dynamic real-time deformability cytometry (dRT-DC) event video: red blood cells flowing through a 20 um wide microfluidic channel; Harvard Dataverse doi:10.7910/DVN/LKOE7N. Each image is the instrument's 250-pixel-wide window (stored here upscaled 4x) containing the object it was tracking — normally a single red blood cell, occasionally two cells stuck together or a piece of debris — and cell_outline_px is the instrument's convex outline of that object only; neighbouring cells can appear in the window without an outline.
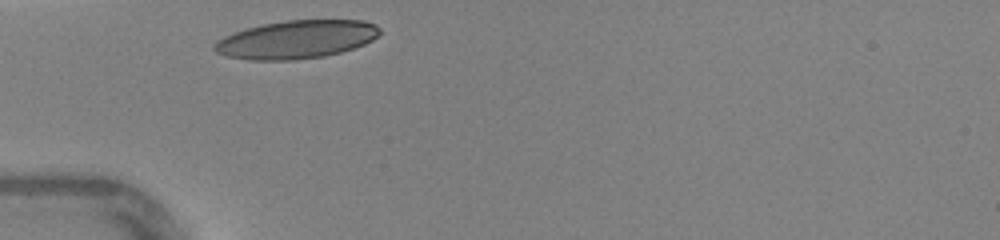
{"species": "human", "species_latin": "Homo sapiens", "temperature_condition": "warm", "stored_images_in_passage": 24, "camera_frame_rate_fps": 3000, "um_per_image_px": 0.085, "donor": {"sex": "female"}, "frame": {"image": 1, "passage_image": 1, "time_ms": 0.0, "image_size_px": [1000, 240], "cell_outline_px": [[380, 32], [372, 40], [364, 44], [340, 52], [324, 56], [292, 60], [248, 60], [228, 56], [216, 52], [212, 48], [216, 40], [224, 36], [248, 28], [264, 24], [288, 20], [360, 20], [376, 24], [380, 28]], "centroid_in_image_um": [25.18, 3.36], "position_along_channel_um": 59.8, "area_um2": 36.53}}
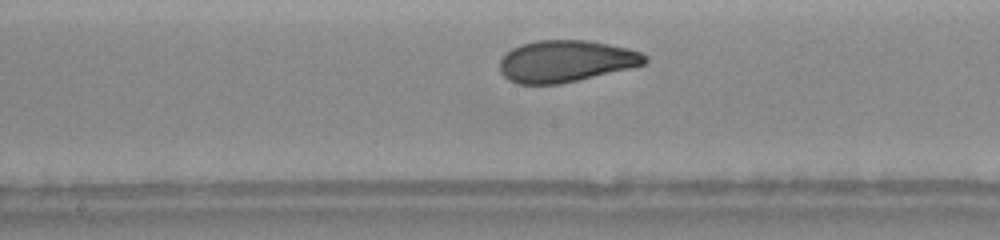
{"frame": {"image": 2, "passage_image": 11, "time_ms": 3.333, "image_size_px": [1000, 240], "cell_outline_px": [[648, 60], [644, 64], [628, 68], [560, 84], [516, 84], [508, 80], [500, 72], [500, 60], [512, 48], [520, 44], [536, 40], [588, 40], [628, 48], [640, 52], [648, 56]], "centroid_in_image_um": [48.07, 5.19], "position_along_channel_um": 200.1, "area_um2": 35.2}}
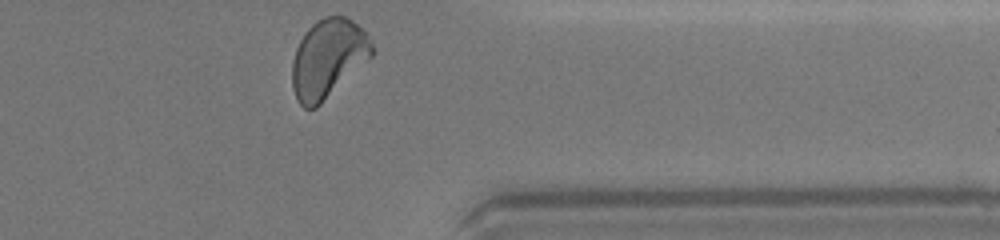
{"frame": {"image": 3, "passage_image": 24, "time_ms": 7.667, "image_size_px": [1000, 240], "cell_outline_px": [[376, 52], [372, 56], [316, 108], [304, 108], [296, 100], [292, 88], [292, 60], [296, 48], [300, 40], [308, 28], [316, 20], [324, 16], [344, 16], [352, 20], [368, 32]], "centroid_in_image_um": [27.89, 4.95], "position_along_channel_um": 383.5, "area_um2": 36.82}, "authors_computed_cell_mechanics": {"area_um2": 35.2002, "velocity_mm_per_s": 4.3698, "shape_relaxation_time_tau1_ms": 4.0122, "shape_relaxation_time_tau2_ms": 0.8698, "deformation_change_tau1": 0.1598, "deformation_change_tau2": 0.0727}}